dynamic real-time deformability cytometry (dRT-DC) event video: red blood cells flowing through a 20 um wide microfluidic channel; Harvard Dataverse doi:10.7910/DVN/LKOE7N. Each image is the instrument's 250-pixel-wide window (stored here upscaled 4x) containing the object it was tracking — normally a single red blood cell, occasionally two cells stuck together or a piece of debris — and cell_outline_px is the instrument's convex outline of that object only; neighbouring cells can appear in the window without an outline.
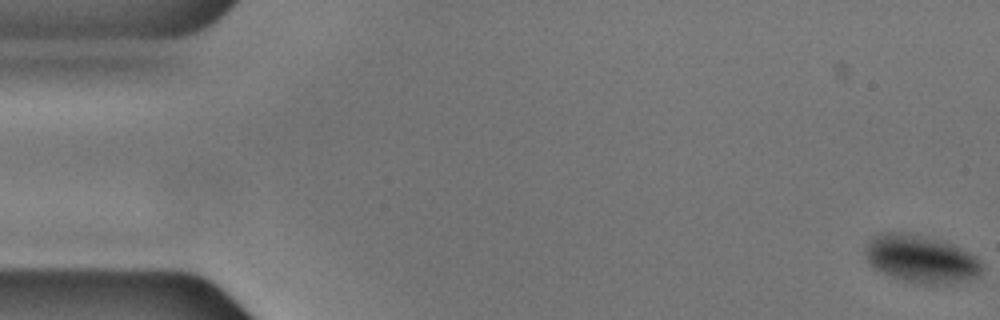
{"species": "common noctule bat (a hibernating species)", "species_latin": "Nyctalus noctula", "temperature_condition": "cold", "stored_images_in_passage": 57, "camera_frame_rate_fps": 3000, "um_per_image_px": 0.085, "animal": {"sex": "male", "body_mass_g": 17.9, "forearm_length_mm": 54.2}, "frame": {"image": 1, "passage_image": 1, "time_ms": 0.0, "image_size_px": [1000, 320], "cell_outline_px": [[984, 268], [976, 276], [968, 280], [944, 284], [916, 284], [892, 276], [876, 268], [864, 256], [864, 248], [872, 236], [880, 232], [900, 232], [944, 240], [976, 256], [980, 260]], "centroid_in_image_um": [78.29, 22.0], "position_along_channel_um": 6.7, "area_um2": 32.37}}
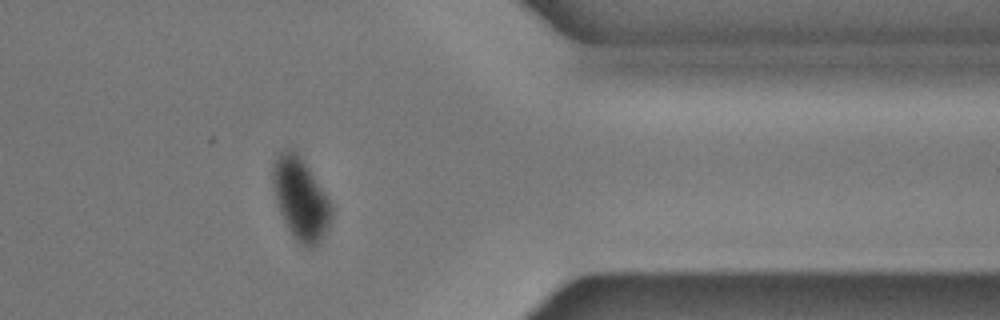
{"frame": {"image": 2, "passage_image": 46, "time_ms": 15.0, "image_size_px": [1000, 320], "cell_outline_px": [[332, 220], [320, 244], [316, 248], [308, 248], [300, 244], [296, 240], [288, 228], [280, 212], [276, 200], [272, 180], [272, 164], [276, 156], [284, 148], [288, 148], [296, 152], [300, 156], [324, 192], [332, 208]], "centroid_in_image_um": [25.55, 16.93], "position_along_channel_um": 385.9, "area_um2": 27.92}}
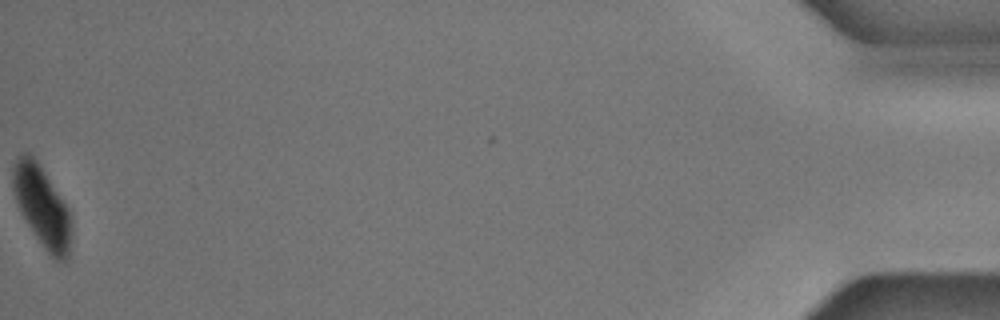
{"frame": {"image": 3, "passage_image": 57, "time_ms": 18.667, "image_size_px": [1000, 320], "cell_outline_px": [[72, 236], [68, 260], [56, 260], [44, 248], [28, 224], [16, 200], [12, 188], [12, 168], [16, 156], [24, 152], [28, 152], [36, 160], [68, 208], [72, 220]], "centroid_in_image_um": [3.59, 17.55], "position_along_channel_um": 431.6, "area_um2": 27.28}}